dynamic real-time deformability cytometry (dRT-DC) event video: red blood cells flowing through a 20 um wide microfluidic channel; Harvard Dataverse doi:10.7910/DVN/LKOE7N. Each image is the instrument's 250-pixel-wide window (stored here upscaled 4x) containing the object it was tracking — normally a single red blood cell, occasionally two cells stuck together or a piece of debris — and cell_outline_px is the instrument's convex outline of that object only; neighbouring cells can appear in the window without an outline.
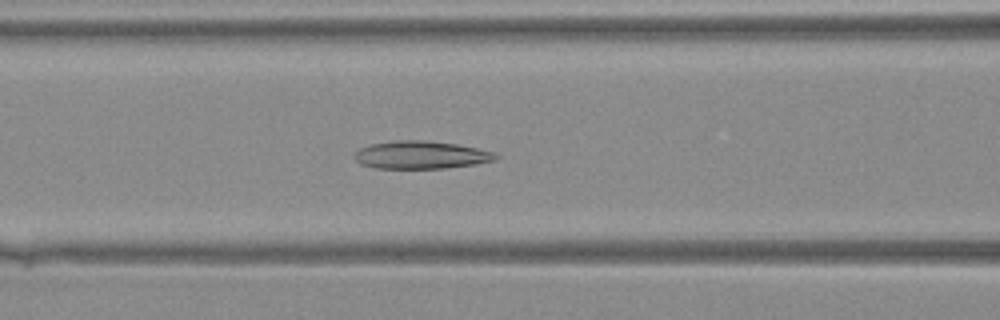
{"species": "Egyptian fruit bat (a non-hibernating species)", "species_latin": "Rousettus aegyptiacus", "temperature_condition": "warm", "stored_images_in_passage": 31, "camera_frame_rate_fps": 3000, "um_per_image_px": 0.085, "animal": {"sex": "female"}, "frame": {"image": 1, "passage_image": 7, "time_ms": 2.0, "image_size_px": [1000, 320], "cell_outline_px": [[500, 156], [496, 160], [476, 164], [444, 168], [376, 168], [360, 164], [352, 156], [360, 148], [368, 144], [396, 140], [424, 140], [456, 144], [496, 152]], "centroid_in_image_um": [35.78, 13.16], "position_along_channel_um": 130.8, "area_um2": 23.0}}
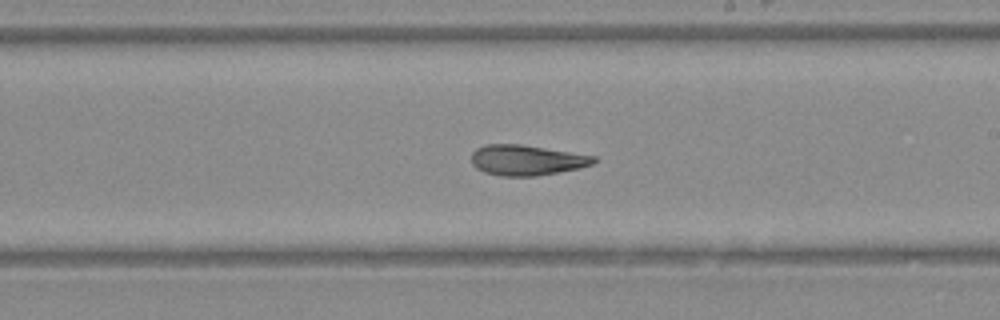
{"frame": {"image": 2, "passage_image": 14, "time_ms": 4.333, "image_size_px": [1000, 320], "cell_outline_px": [[596, 160], [592, 164], [580, 168], [536, 176], [500, 176], [484, 172], [476, 168], [472, 164], [472, 152], [476, 148], [484, 144], [520, 144], [596, 156]], "centroid_in_image_um": [44.74, 13.61], "position_along_channel_um": 244.3, "area_um2": 21.68}}
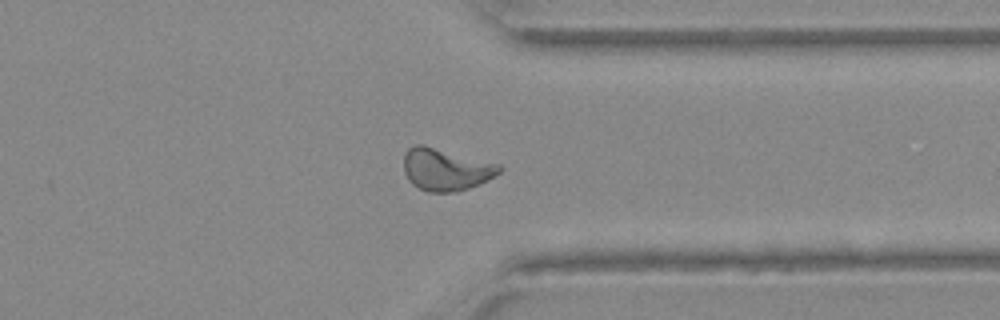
{"frame": {"image": 3, "passage_image": 22, "time_ms": 7.0, "image_size_px": [1000, 320], "cell_outline_px": [[504, 168], [496, 176], [468, 188], [456, 192], [428, 192], [412, 184], [408, 180], [404, 172], [404, 156], [408, 148], [416, 144], [424, 144], [500, 164]], "centroid_in_image_um": [37.89, 14.39], "position_along_channel_um": 373.5, "area_um2": 23.64}}